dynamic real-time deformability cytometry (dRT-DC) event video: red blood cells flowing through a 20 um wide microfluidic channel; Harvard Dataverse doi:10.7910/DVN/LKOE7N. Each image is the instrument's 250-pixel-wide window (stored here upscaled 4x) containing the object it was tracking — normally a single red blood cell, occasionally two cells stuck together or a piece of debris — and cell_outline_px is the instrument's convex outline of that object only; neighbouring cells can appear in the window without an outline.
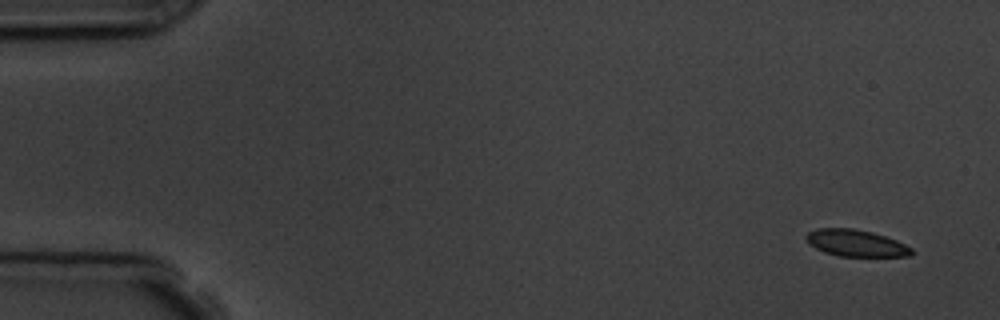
{"species": "common noctule bat (a hibernating species)", "species_latin": "Nyctalus noctula", "temperature_condition": "room temperature", "stored_images_in_passage": 7, "camera_frame_rate_fps": 3000, "um_per_image_px": 0.085, "animal": {"sex": "male", "body_mass_g": 19.5, "forearm_length_mm": 54.6}, "frame": {"image": 1, "passage_image": 1, "time_ms": 0.0, "image_size_px": [1000, 320], "cell_outline_px": [[912, 256], [840, 256], [824, 252], [808, 244], [804, 236], [808, 232], [816, 228], [852, 228], [872, 232], [896, 240], [912, 248]], "centroid_in_image_um": [72.71, 20.66], "position_along_channel_um": 12.3, "area_um2": 16.42}}
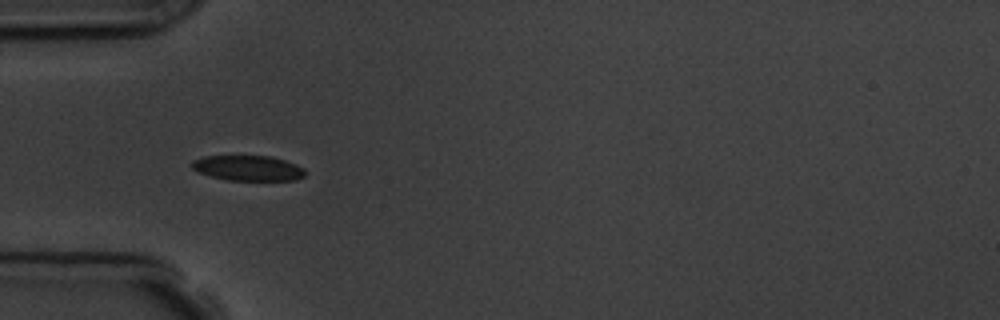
{"frame": {"image": 2, "passage_image": 5, "time_ms": 4.667, "image_size_px": [1000, 320], "cell_outline_px": [[308, 172], [304, 176], [296, 180], [228, 180], [196, 172], [192, 168], [192, 160], [204, 156], [272, 156], [296, 164], [304, 168]], "centroid_in_image_um": [21.11, 14.28], "position_along_channel_um": 63.9, "area_um2": 16.76}}